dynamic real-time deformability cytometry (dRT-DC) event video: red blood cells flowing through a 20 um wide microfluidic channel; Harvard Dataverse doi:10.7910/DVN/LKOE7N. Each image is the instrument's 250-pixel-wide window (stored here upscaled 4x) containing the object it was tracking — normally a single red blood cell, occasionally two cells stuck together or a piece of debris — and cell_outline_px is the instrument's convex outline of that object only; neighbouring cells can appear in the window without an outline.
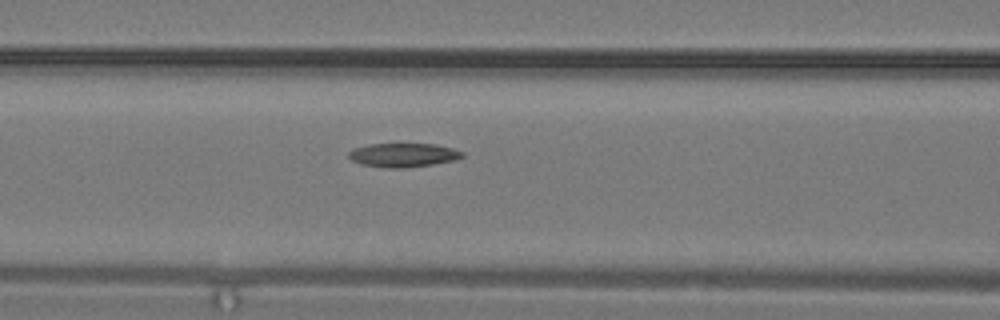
{"species": "common noctule bat (a hibernating species)", "species_latin": "Nyctalus noctula", "temperature_condition": "warm", "stored_images_in_passage": 3, "camera_frame_rate_fps": 3000, "um_per_image_px": 0.085, "animal": {"sex": "male", "body_mass_g": 19.2, "forearm_length_mm": 51.8}, "frame": {"image": 1, "passage_image": 3, "time_ms": 0.667, "image_size_px": [1000, 320], "cell_outline_px": [[464, 156], [456, 160], [432, 164], [404, 168], [388, 168], [360, 164], [352, 160], [348, 156], [348, 152], [352, 148], [368, 144], [436, 144], [452, 148], [464, 152]], "centroid_in_image_um": [34.26, 13.18], "position_along_channel_um": 132.3, "area_um2": 15.9}}